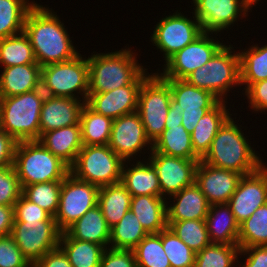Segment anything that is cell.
<instances>
[{"mask_svg":"<svg viewBox=\"0 0 267 267\" xmlns=\"http://www.w3.org/2000/svg\"><path fill=\"white\" fill-rule=\"evenodd\" d=\"M59 17L52 8L41 3H36L26 15L24 33L41 67L72 60L82 52L73 45V36L70 37L64 20Z\"/></svg>","mask_w":267,"mask_h":267,"instance_id":"cell-1","label":"cell"},{"mask_svg":"<svg viewBox=\"0 0 267 267\" xmlns=\"http://www.w3.org/2000/svg\"><path fill=\"white\" fill-rule=\"evenodd\" d=\"M127 45L119 51H93L88 56L89 93H104L130 84H142L153 73L151 69L149 74L147 65L143 66L137 60L140 55Z\"/></svg>","mask_w":267,"mask_h":267,"instance_id":"cell-2","label":"cell"},{"mask_svg":"<svg viewBox=\"0 0 267 267\" xmlns=\"http://www.w3.org/2000/svg\"><path fill=\"white\" fill-rule=\"evenodd\" d=\"M236 114L219 129L209 151L201 160L213 167L234 171L243 176L257 171L265 163L262 154L254 150V144L250 141L252 139H249L245 131L247 126L243 127L238 123Z\"/></svg>","mask_w":267,"mask_h":267,"instance_id":"cell-3","label":"cell"},{"mask_svg":"<svg viewBox=\"0 0 267 267\" xmlns=\"http://www.w3.org/2000/svg\"><path fill=\"white\" fill-rule=\"evenodd\" d=\"M226 41L204 66L184 79L197 88L210 91L220 101L231 99L230 92L233 93L234 88L237 90L236 87L241 91L239 52L235 45Z\"/></svg>","mask_w":267,"mask_h":267,"instance_id":"cell-4","label":"cell"},{"mask_svg":"<svg viewBox=\"0 0 267 267\" xmlns=\"http://www.w3.org/2000/svg\"><path fill=\"white\" fill-rule=\"evenodd\" d=\"M45 93L41 88L0 98V129L17 142L38 140L40 113Z\"/></svg>","mask_w":267,"mask_h":267,"instance_id":"cell-5","label":"cell"},{"mask_svg":"<svg viewBox=\"0 0 267 267\" xmlns=\"http://www.w3.org/2000/svg\"><path fill=\"white\" fill-rule=\"evenodd\" d=\"M13 167L22 188L35 183L62 181L70 173V167L38 140L17 142Z\"/></svg>","mask_w":267,"mask_h":267,"instance_id":"cell-6","label":"cell"},{"mask_svg":"<svg viewBox=\"0 0 267 267\" xmlns=\"http://www.w3.org/2000/svg\"><path fill=\"white\" fill-rule=\"evenodd\" d=\"M89 67L85 55L41 68V89L46 95L72 97L87 102Z\"/></svg>","mask_w":267,"mask_h":267,"instance_id":"cell-7","label":"cell"},{"mask_svg":"<svg viewBox=\"0 0 267 267\" xmlns=\"http://www.w3.org/2000/svg\"><path fill=\"white\" fill-rule=\"evenodd\" d=\"M123 163L108 145L83 146L70 166V173L100 188L121 182Z\"/></svg>","mask_w":267,"mask_h":267,"instance_id":"cell-8","label":"cell"},{"mask_svg":"<svg viewBox=\"0 0 267 267\" xmlns=\"http://www.w3.org/2000/svg\"><path fill=\"white\" fill-rule=\"evenodd\" d=\"M181 12L177 9L174 13L161 17L149 37L157 51L163 53L164 63L203 33L201 24L193 12H190V17Z\"/></svg>","mask_w":267,"mask_h":267,"instance_id":"cell-9","label":"cell"},{"mask_svg":"<svg viewBox=\"0 0 267 267\" xmlns=\"http://www.w3.org/2000/svg\"><path fill=\"white\" fill-rule=\"evenodd\" d=\"M172 93L169 85L153 72L141 85L138 109L147 138L153 144L165 129Z\"/></svg>","mask_w":267,"mask_h":267,"instance_id":"cell-10","label":"cell"},{"mask_svg":"<svg viewBox=\"0 0 267 267\" xmlns=\"http://www.w3.org/2000/svg\"><path fill=\"white\" fill-rule=\"evenodd\" d=\"M220 34L203 32L196 40L179 50L165 64L156 69L162 79H185L204 66L226 43ZM214 36V37H212ZM216 36V37H215ZM224 42V43H223Z\"/></svg>","mask_w":267,"mask_h":267,"instance_id":"cell-11","label":"cell"},{"mask_svg":"<svg viewBox=\"0 0 267 267\" xmlns=\"http://www.w3.org/2000/svg\"><path fill=\"white\" fill-rule=\"evenodd\" d=\"M61 233L56 221H14L11 236L33 266L47 252L59 247Z\"/></svg>","mask_w":267,"mask_h":267,"instance_id":"cell-12","label":"cell"},{"mask_svg":"<svg viewBox=\"0 0 267 267\" xmlns=\"http://www.w3.org/2000/svg\"><path fill=\"white\" fill-rule=\"evenodd\" d=\"M99 187L82 181L69 173L62 180L58 210L54 216L58 228L64 232L98 203Z\"/></svg>","mask_w":267,"mask_h":267,"instance_id":"cell-13","label":"cell"},{"mask_svg":"<svg viewBox=\"0 0 267 267\" xmlns=\"http://www.w3.org/2000/svg\"><path fill=\"white\" fill-rule=\"evenodd\" d=\"M190 2L193 6L192 12L199 20L202 31L209 33L224 34L226 30L228 34V30L235 29L233 26L238 27V21L244 18L248 21L249 14L252 12L244 0H192Z\"/></svg>","mask_w":267,"mask_h":267,"instance_id":"cell-14","label":"cell"},{"mask_svg":"<svg viewBox=\"0 0 267 267\" xmlns=\"http://www.w3.org/2000/svg\"><path fill=\"white\" fill-rule=\"evenodd\" d=\"M108 146L123 161L147 158L145 154L148 150V155L152 151V143L145 134L141 117L137 111L113 120ZM141 157L143 158L141 159Z\"/></svg>","mask_w":267,"mask_h":267,"instance_id":"cell-15","label":"cell"},{"mask_svg":"<svg viewBox=\"0 0 267 267\" xmlns=\"http://www.w3.org/2000/svg\"><path fill=\"white\" fill-rule=\"evenodd\" d=\"M147 159L157 171L161 197L167 199L195 183L201 159H184L151 151Z\"/></svg>","mask_w":267,"mask_h":267,"instance_id":"cell-16","label":"cell"},{"mask_svg":"<svg viewBox=\"0 0 267 267\" xmlns=\"http://www.w3.org/2000/svg\"><path fill=\"white\" fill-rule=\"evenodd\" d=\"M170 87L172 99L182 108V125L190 134L200 118L220 100L210 91L197 88L184 79H163Z\"/></svg>","mask_w":267,"mask_h":267,"instance_id":"cell-17","label":"cell"},{"mask_svg":"<svg viewBox=\"0 0 267 267\" xmlns=\"http://www.w3.org/2000/svg\"><path fill=\"white\" fill-rule=\"evenodd\" d=\"M267 203V164L257 171L243 175L236 191L227 203L236 221L240 225L248 219L257 208Z\"/></svg>","mask_w":267,"mask_h":267,"instance_id":"cell-18","label":"cell"},{"mask_svg":"<svg viewBox=\"0 0 267 267\" xmlns=\"http://www.w3.org/2000/svg\"><path fill=\"white\" fill-rule=\"evenodd\" d=\"M241 177V174L234 171L213 167L200 160L195 173V184L209 205L226 204L236 191Z\"/></svg>","mask_w":267,"mask_h":267,"instance_id":"cell-19","label":"cell"},{"mask_svg":"<svg viewBox=\"0 0 267 267\" xmlns=\"http://www.w3.org/2000/svg\"><path fill=\"white\" fill-rule=\"evenodd\" d=\"M142 84H130L104 93H88L86 104L96 113L117 119L136 112Z\"/></svg>","mask_w":267,"mask_h":267,"instance_id":"cell-20","label":"cell"},{"mask_svg":"<svg viewBox=\"0 0 267 267\" xmlns=\"http://www.w3.org/2000/svg\"><path fill=\"white\" fill-rule=\"evenodd\" d=\"M85 101L45 95L40 113V136L48 131L79 124Z\"/></svg>","mask_w":267,"mask_h":267,"instance_id":"cell-21","label":"cell"},{"mask_svg":"<svg viewBox=\"0 0 267 267\" xmlns=\"http://www.w3.org/2000/svg\"><path fill=\"white\" fill-rule=\"evenodd\" d=\"M208 209L209 203L195 183L166 199L167 221L205 220Z\"/></svg>","mask_w":267,"mask_h":267,"instance_id":"cell-22","label":"cell"},{"mask_svg":"<svg viewBox=\"0 0 267 267\" xmlns=\"http://www.w3.org/2000/svg\"><path fill=\"white\" fill-rule=\"evenodd\" d=\"M230 100L219 101L213 108L208 110L205 115L199 119L193 132L191 133V142L194 152L202 159L209 151L212 141L223 124L233 116ZM227 104V105H226Z\"/></svg>","mask_w":267,"mask_h":267,"instance_id":"cell-23","label":"cell"},{"mask_svg":"<svg viewBox=\"0 0 267 267\" xmlns=\"http://www.w3.org/2000/svg\"><path fill=\"white\" fill-rule=\"evenodd\" d=\"M121 183L132 196H161L157 171L148 159L124 161Z\"/></svg>","mask_w":267,"mask_h":267,"instance_id":"cell-24","label":"cell"},{"mask_svg":"<svg viewBox=\"0 0 267 267\" xmlns=\"http://www.w3.org/2000/svg\"><path fill=\"white\" fill-rule=\"evenodd\" d=\"M41 68L39 64L1 68L0 98L17 96L41 88Z\"/></svg>","mask_w":267,"mask_h":267,"instance_id":"cell-25","label":"cell"},{"mask_svg":"<svg viewBox=\"0 0 267 267\" xmlns=\"http://www.w3.org/2000/svg\"><path fill=\"white\" fill-rule=\"evenodd\" d=\"M38 141L70 167L83 147L80 123L43 133Z\"/></svg>","mask_w":267,"mask_h":267,"instance_id":"cell-26","label":"cell"},{"mask_svg":"<svg viewBox=\"0 0 267 267\" xmlns=\"http://www.w3.org/2000/svg\"><path fill=\"white\" fill-rule=\"evenodd\" d=\"M130 211L148 234H158L168 227L166 199L161 196H132Z\"/></svg>","mask_w":267,"mask_h":267,"instance_id":"cell-27","label":"cell"},{"mask_svg":"<svg viewBox=\"0 0 267 267\" xmlns=\"http://www.w3.org/2000/svg\"><path fill=\"white\" fill-rule=\"evenodd\" d=\"M205 222L212 243L238 245L240 225L227 203L209 205Z\"/></svg>","mask_w":267,"mask_h":267,"instance_id":"cell-28","label":"cell"},{"mask_svg":"<svg viewBox=\"0 0 267 267\" xmlns=\"http://www.w3.org/2000/svg\"><path fill=\"white\" fill-rule=\"evenodd\" d=\"M70 238L93 242L109 248L110 228L98 205L88 210L64 231Z\"/></svg>","mask_w":267,"mask_h":267,"instance_id":"cell-29","label":"cell"},{"mask_svg":"<svg viewBox=\"0 0 267 267\" xmlns=\"http://www.w3.org/2000/svg\"><path fill=\"white\" fill-rule=\"evenodd\" d=\"M132 195L121 183L99 188L98 203L108 227H114L130 210Z\"/></svg>","mask_w":267,"mask_h":267,"instance_id":"cell-30","label":"cell"},{"mask_svg":"<svg viewBox=\"0 0 267 267\" xmlns=\"http://www.w3.org/2000/svg\"><path fill=\"white\" fill-rule=\"evenodd\" d=\"M243 49L240 47V84L243 93L250 85L267 79V44H254Z\"/></svg>","mask_w":267,"mask_h":267,"instance_id":"cell-31","label":"cell"},{"mask_svg":"<svg viewBox=\"0 0 267 267\" xmlns=\"http://www.w3.org/2000/svg\"><path fill=\"white\" fill-rule=\"evenodd\" d=\"M152 151L184 159H201L193 150L191 134L184 126H165L152 144Z\"/></svg>","mask_w":267,"mask_h":267,"instance_id":"cell-32","label":"cell"},{"mask_svg":"<svg viewBox=\"0 0 267 267\" xmlns=\"http://www.w3.org/2000/svg\"><path fill=\"white\" fill-rule=\"evenodd\" d=\"M59 248L72 267H99L105 250L102 245L70 238L65 232L61 233Z\"/></svg>","mask_w":267,"mask_h":267,"instance_id":"cell-33","label":"cell"},{"mask_svg":"<svg viewBox=\"0 0 267 267\" xmlns=\"http://www.w3.org/2000/svg\"><path fill=\"white\" fill-rule=\"evenodd\" d=\"M79 123L83 146L108 145L113 119L96 113L85 104L81 111Z\"/></svg>","mask_w":267,"mask_h":267,"instance_id":"cell-34","label":"cell"},{"mask_svg":"<svg viewBox=\"0 0 267 267\" xmlns=\"http://www.w3.org/2000/svg\"><path fill=\"white\" fill-rule=\"evenodd\" d=\"M148 233L130 210L110 229L109 248L133 250Z\"/></svg>","mask_w":267,"mask_h":267,"instance_id":"cell-35","label":"cell"},{"mask_svg":"<svg viewBox=\"0 0 267 267\" xmlns=\"http://www.w3.org/2000/svg\"><path fill=\"white\" fill-rule=\"evenodd\" d=\"M38 64L28 36L19 33L0 39V68Z\"/></svg>","mask_w":267,"mask_h":267,"instance_id":"cell-36","label":"cell"},{"mask_svg":"<svg viewBox=\"0 0 267 267\" xmlns=\"http://www.w3.org/2000/svg\"><path fill=\"white\" fill-rule=\"evenodd\" d=\"M36 3L35 0H0V39L22 33L26 15Z\"/></svg>","mask_w":267,"mask_h":267,"instance_id":"cell-37","label":"cell"},{"mask_svg":"<svg viewBox=\"0 0 267 267\" xmlns=\"http://www.w3.org/2000/svg\"><path fill=\"white\" fill-rule=\"evenodd\" d=\"M238 246H267V203L240 224Z\"/></svg>","mask_w":267,"mask_h":267,"instance_id":"cell-38","label":"cell"},{"mask_svg":"<svg viewBox=\"0 0 267 267\" xmlns=\"http://www.w3.org/2000/svg\"><path fill=\"white\" fill-rule=\"evenodd\" d=\"M238 245L212 243L196 252L195 267H238Z\"/></svg>","mask_w":267,"mask_h":267,"instance_id":"cell-39","label":"cell"},{"mask_svg":"<svg viewBox=\"0 0 267 267\" xmlns=\"http://www.w3.org/2000/svg\"><path fill=\"white\" fill-rule=\"evenodd\" d=\"M168 227L193 251L212 244L205 220L167 221Z\"/></svg>","mask_w":267,"mask_h":267,"instance_id":"cell-40","label":"cell"},{"mask_svg":"<svg viewBox=\"0 0 267 267\" xmlns=\"http://www.w3.org/2000/svg\"><path fill=\"white\" fill-rule=\"evenodd\" d=\"M133 252L137 267H171L162 245L161 232L148 234Z\"/></svg>","mask_w":267,"mask_h":267,"instance_id":"cell-41","label":"cell"},{"mask_svg":"<svg viewBox=\"0 0 267 267\" xmlns=\"http://www.w3.org/2000/svg\"><path fill=\"white\" fill-rule=\"evenodd\" d=\"M61 187L62 181L35 183L24 186L22 195L54 217L59 206Z\"/></svg>","mask_w":267,"mask_h":267,"instance_id":"cell-42","label":"cell"},{"mask_svg":"<svg viewBox=\"0 0 267 267\" xmlns=\"http://www.w3.org/2000/svg\"><path fill=\"white\" fill-rule=\"evenodd\" d=\"M161 239L171 267H195L196 252L189 248L169 227L161 231Z\"/></svg>","mask_w":267,"mask_h":267,"instance_id":"cell-43","label":"cell"},{"mask_svg":"<svg viewBox=\"0 0 267 267\" xmlns=\"http://www.w3.org/2000/svg\"><path fill=\"white\" fill-rule=\"evenodd\" d=\"M22 195V187L12 166L0 168V205L14 206Z\"/></svg>","mask_w":267,"mask_h":267,"instance_id":"cell-44","label":"cell"},{"mask_svg":"<svg viewBox=\"0 0 267 267\" xmlns=\"http://www.w3.org/2000/svg\"><path fill=\"white\" fill-rule=\"evenodd\" d=\"M0 267H32L11 235L0 237Z\"/></svg>","mask_w":267,"mask_h":267,"instance_id":"cell-45","label":"cell"},{"mask_svg":"<svg viewBox=\"0 0 267 267\" xmlns=\"http://www.w3.org/2000/svg\"><path fill=\"white\" fill-rule=\"evenodd\" d=\"M14 221H55L47 211L26 199L23 195L15 202Z\"/></svg>","mask_w":267,"mask_h":267,"instance_id":"cell-46","label":"cell"},{"mask_svg":"<svg viewBox=\"0 0 267 267\" xmlns=\"http://www.w3.org/2000/svg\"><path fill=\"white\" fill-rule=\"evenodd\" d=\"M247 97L249 111L265 114L267 111V79L250 85L243 93ZM245 95V96H244ZM251 109V110H250Z\"/></svg>","mask_w":267,"mask_h":267,"instance_id":"cell-47","label":"cell"},{"mask_svg":"<svg viewBox=\"0 0 267 267\" xmlns=\"http://www.w3.org/2000/svg\"><path fill=\"white\" fill-rule=\"evenodd\" d=\"M99 267H137L133 250L106 248Z\"/></svg>","mask_w":267,"mask_h":267,"instance_id":"cell-48","label":"cell"},{"mask_svg":"<svg viewBox=\"0 0 267 267\" xmlns=\"http://www.w3.org/2000/svg\"><path fill=\"white\" fill-rule=\"evenodd\" d=\"M238 260L239 267H267V246L240 248Z\"/></svg>","mask_w":267,"mask_h":267,"instance_id":"cell-49","label":"cell"},{"mask_svg":"<svg viewBox=\"0 0 267 267\" xmlns=\"http://www.w3.org/2000/svg\"><path fill=\"white\" fill-rule=\"evenodd\" d=\"M17 141L0 129V168L13 165Z\"/></svg>","mask_w":267,"mask_h":267,"instance_id":"cell-50","label":"cell"},{"mask_svg":"<svg viewBox=\"0 0 267 267\" xmlns=\"http://www.w3.org/2000/svg\"><path fill=\"white\" fill-rule=\"evenodd\" d=\"M32 267H72L65 253L58 247L47 252Z\"/></svg>","mask_w":267,"mask_h":267,"instance_id":"cell-51","label":"cell"},{"mask_svg":"<svg viewBox=\"0 0 267 267\" xmlns=\"http://www.w3.org/2000/svg\"><path fill=\"white\" fill-rule=\"evenodd\" d=\"M13 223V206L0 205V237L11 235Z\"/></svg>","mask_w":267,"mask_h":267,"instance_id":"cell-52","label":"cell"},{"mask_svg":"<svg viewBox=\"0 0 267 267\" xmlns=\"http://www.w3.org/2000/svg\"><path fill=\"white\" fill-rule=\"evenodd\" d=\"M182 108L172 98L170 108L165 120V126H179L182 124Z\"/></svg>","mask_w":267,"mask_h":267,"instance_id":"cell-53","label":"cell"},{"mask_svg":"<svg viewBox=\"0 0 267 267\" xmlns=\"http://www.w3.org/2000/svg\"><path fill=\"white\" fill-rule=\"evenodd\" d=\"M245 3L251 8L253 9V7L257 6L256 4H260L258 2H260L261 0H244Z\"/></svg>","mask_w":267,"mask_h":267,"instance_id":"cell-54","label":"cell"}]
</instances>
